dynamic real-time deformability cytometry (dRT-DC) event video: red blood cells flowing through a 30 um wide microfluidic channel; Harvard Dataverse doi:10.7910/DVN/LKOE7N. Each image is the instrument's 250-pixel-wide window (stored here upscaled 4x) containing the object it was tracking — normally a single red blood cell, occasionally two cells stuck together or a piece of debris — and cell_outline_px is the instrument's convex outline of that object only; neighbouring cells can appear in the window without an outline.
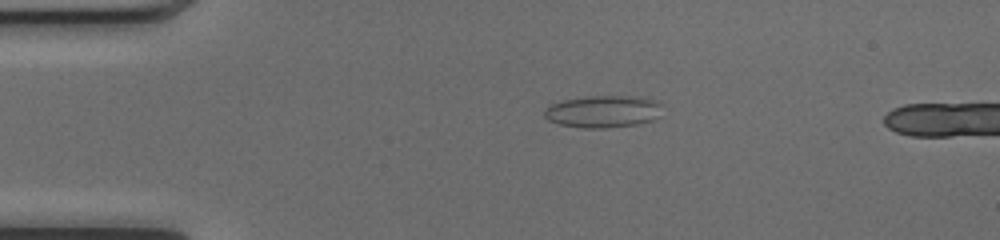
{"species": "common noctule bat (a hibernating species)", "species_latin": "Nyctalus noctula", "temperature_condition": "cold", "stored_images_in_passage": 42, "camera_frame_rate_fps": 3000, "um_per_image_px": 0.085, "animal": {"sex": "female", "body_mass_g": 17.0, "forearm_length_mm": 48.0}, "frame": {"image": 1, "passage_image": 4, "time_ms": 1.0, "image_size_px": [1000, 240], "cell_outline_px": [[660, 104], [656, 120], [636, 124], [604, 128], [584, 128], [560, 124], [548, 120], [544, 116], [544, 108], [548, 104], [560, 100], [588, 96], [636, 96], [652, 100]], "centroid_in_image_um": [51.18, 9.47], "position_along_channel_um": 33.8, "area_um2": 22.08}}
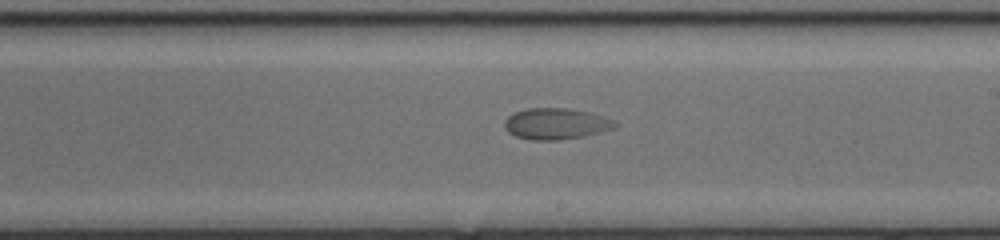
{"frame": {"image": 2, "passage_image": 23, "time_ms": 7.333, "image_size_px": [1000, 240], "cell_outline_px": [[616, 128], [584, 136], [560, 140], [532, 140], [516, 136], [508, 132], [504, 128], [504, 120], [508, 116], [516, 112], [528, 108], [564, 108], [588, 112], [612, 120], [616, 124]], "centroid_in_image_um": [47.21, 10.53], "position_along_channel_um": 241.8, "area_um2": 19.88}}
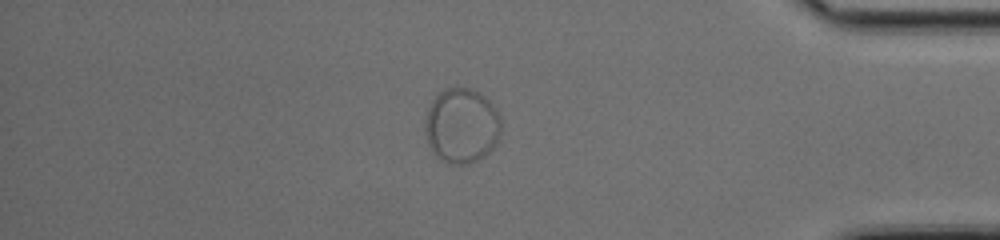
{"frame": {"image": 3, "passage_image": 37, "time_ms": 12.0, "image_size_px": [1000, 240], "cell_outline_px": [[500, 136], [496, 144], [484, 156], [468, 164], [448, 164], [440, 160], [432, 152], [424, 136], [424, 120], [428, 108], [432, 100], [440, 92], [448, 88], [468, 88], [484, 96], [496, 108], [500, 116]], "centroid_in_image_um": [39.21, 10.71], "position_along_channel_um": 396.0, "area_um2": 33.47}}